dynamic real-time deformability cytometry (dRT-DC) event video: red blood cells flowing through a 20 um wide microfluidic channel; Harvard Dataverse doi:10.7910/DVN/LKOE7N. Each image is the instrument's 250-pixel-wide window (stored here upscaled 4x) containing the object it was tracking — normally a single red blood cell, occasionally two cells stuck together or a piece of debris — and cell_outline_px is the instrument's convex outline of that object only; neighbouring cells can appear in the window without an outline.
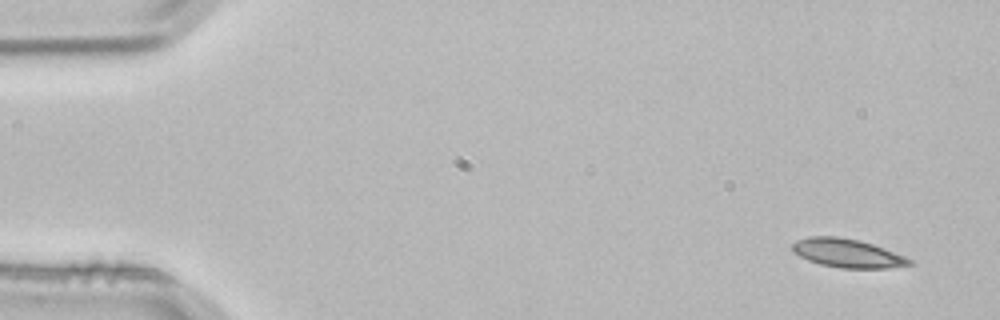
{"species": "common noctule bat (a hibernating species)", "species_latin": "Nyctalus noctula", "temperature_condition": "room temperature", "stored_images_in_passage": 4, "camera_frame_rate_fps": 3000, "um_per_image_px": 0.085, "animal": {"sex": "male", "body_mass_g": 21.5, "forearm_length_mm": 52.0}, "frame": {"image": 1, "passage_image": 1, "time_ms": 0.0, "image_size_px": [1000, 320], "cell_outline_px": [[912, 264], [888, 268], [840, 268], [820, 264], [808, 260], [792, 252], [792, 244], [796, 240], [808, 236], [836, 236], [860, 240], [884, 248], [904, 256], [912, 260]], "centroid_in_image_um": [71.99, 21.51], "position_along_channel_um": 13.0, "area_um2": 19.54}}
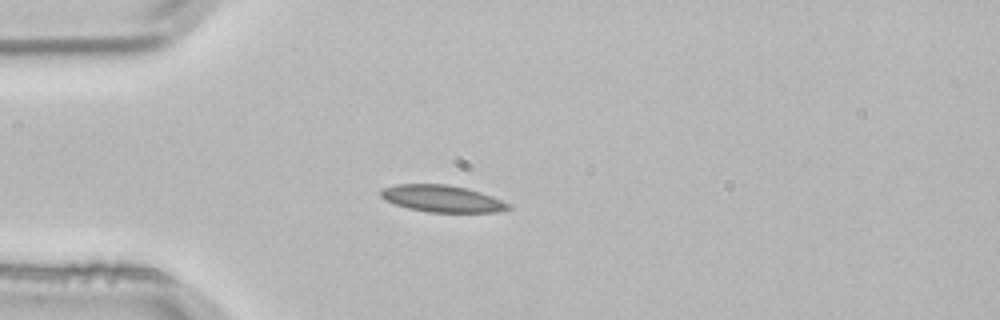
{"frame": {"image": 2, "passage_image": 3, "time_ms": 0.667, "image_size_px": [1000, 320], "cell_outline_px": [[512, 208], [496, 212], [428, 212], [408, 208], [384, 200], [380, 196], [380, 192], [384, 188], [396, 184], [448, 184], [480, 192], [492, 196], [512, 204]], "centroid_in_image_um": [37.6, 16.89], "position_along_channel_um": 47.4, "area_um2": 19.94}}